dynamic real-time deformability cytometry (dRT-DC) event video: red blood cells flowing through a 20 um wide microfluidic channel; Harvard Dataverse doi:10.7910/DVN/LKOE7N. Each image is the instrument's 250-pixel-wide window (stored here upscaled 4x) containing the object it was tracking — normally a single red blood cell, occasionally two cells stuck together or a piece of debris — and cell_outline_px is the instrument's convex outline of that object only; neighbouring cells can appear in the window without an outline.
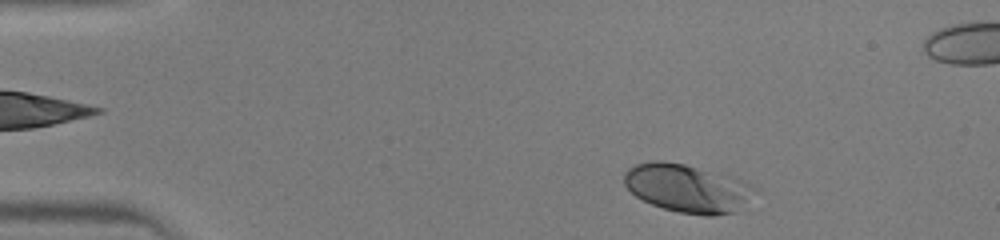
{"species": "human", "species_latin": "Homo sapiens", "temperature_condition": "warm", "stored_images_in_passage": 41, "camera_frame_rate_fps": 3000, "um_per_image_px": 0.085, "donor": {"sex": "male"}, "frame": {"image": 1, "passage_image": 2, "time_ms": 0.333, "image_size_px": [1000, 240], "cell_outline_px": [[760, 188], [736, 212], [712, 216], [704, 216], [680, 212], [664, 208], [652, 204], [636, 196], [624, 184], [624, 172], [628, 168], [636, 164], [652, 160], [664, 160], [684, 164], [732, 176], [744, 180]], "centroid_in_image_um": [58.46, 15.99], "position_along_channel_um": 26.5, "area_um2": 36.93}}
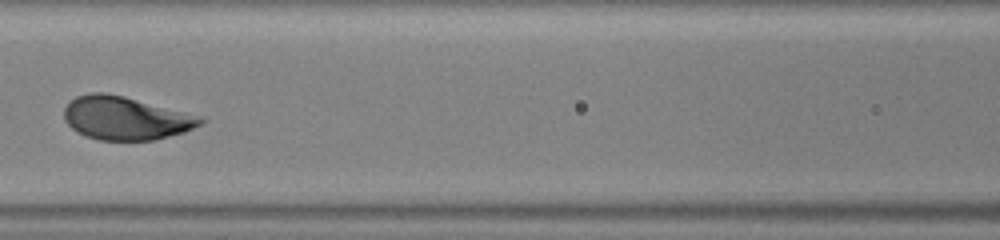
{"frame": {"image": 2, "passage_image": 16, "time_ms": 5.0, "image_size_px": [1000, 240], "cell_outline_px": [[208, 120], [184, 132], [156, 140], [100, 140], [84, 136], [72, 128], [64, 120], [64, 108], [76, 96], [88, 92], [104, 92], [124, 96], [184, 112]], "centroid_in_image_um": [10.63, 10.04], "position_along_channel_um": 156.0, "area_um2": 34.16}}
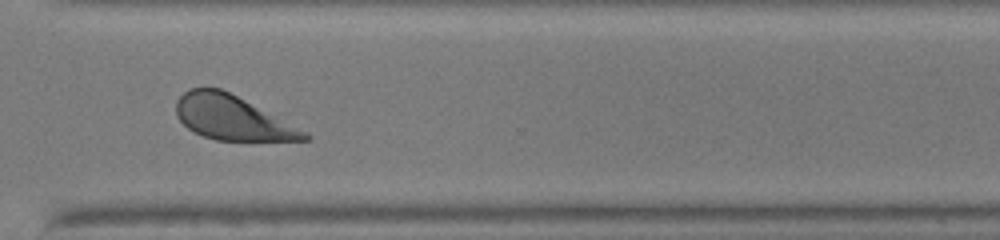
{"frame": {"image": 3, "passage_image": 29, "time_ms": 9.333, "image_size_px": [1000, 240], "cell_outline_px": [[312, 140], [216, 140], [204, 136], [188, 128], [176, 116], [176, 100], [188, 88], [220, 88], [308, 132], [312, 136]], "centroid_in_image_um": [19.72, 10.01], "position_along_channel_um": 350.9, "area_um2": 32.6}}